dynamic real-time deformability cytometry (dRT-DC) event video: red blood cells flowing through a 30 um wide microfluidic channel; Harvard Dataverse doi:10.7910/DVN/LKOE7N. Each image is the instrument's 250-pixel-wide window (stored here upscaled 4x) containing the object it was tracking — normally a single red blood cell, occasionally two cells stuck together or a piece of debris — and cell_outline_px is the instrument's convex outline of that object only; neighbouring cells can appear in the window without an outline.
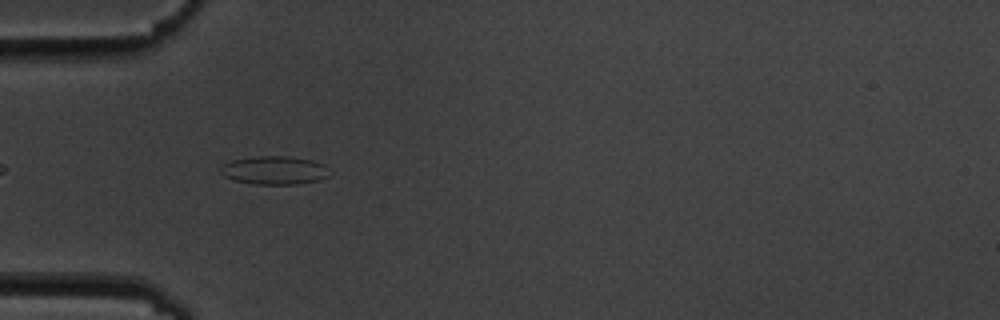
{"species": "common noctule bat (a hibernating species)", "species_latin": "Nyctalus noctula", "temperature_condition": "cold", "stored_images_in_passage": 9, "camera_frame_rate_fps": 3000, "um_per_image_px": 0.085, "animal": {"sex": "male", "body_mass_g": 19.5, "forearm_length_mm": 54.6}, "frame": {"image": 1, "passage_image": 6, "time_ms": 5.667, "image_size_px": [1000, 320], "cell_outline_px": [[332, 172], [328, 176], [316, 180], [300, 184], [252, 184], [232, 180], [224, 176], [220, 172], [220, 164], [232, 160], [256, 156], [288, 156], [312, 160], [324, 164]], "centroid_in_image_um": [23.3, 14.47], "position_along_channel_um": 61.7, "area_um2": 18.26}}
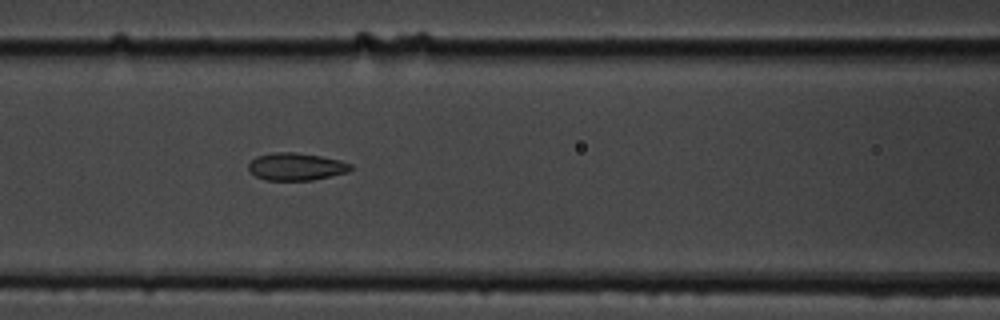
{"frame": {"image": 2, "passage_image": 8, "time_ms": 8.0, "image_size_px": [1000, 320], "cell_outline_px": [[352, 168], [348, 172], [312, 180], [264, 180], [248, 172], [248, 164], [256, 156], [276, 152], [296, 152], [320, 156], [340, 160], [352, 164]], "centroid_in_image_um": [25.15, 14.16], "position_along_channel_um": 141.5, "area_um2": 16.42}}
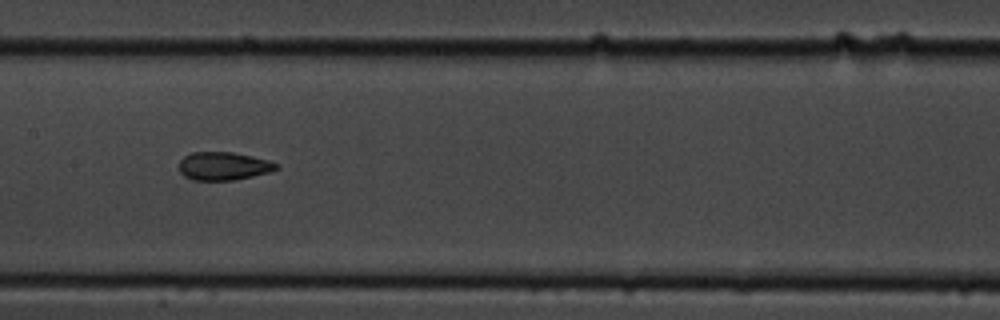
{"frame": {"image": 3, "passage_image": 9, "time_ms": 9.333, "image_size_px": [1000, 320], "cell_outline_px": [[280, 168], [272, 172], [236, 180], [192, 180], [184, 176], [180, 172], [180, 160], [184, 156], [192, 152], [232, 152], [252, 156], [268, 160], [280, 164]], "centroid_in_image_um": [19.05, 14.12], "position_along_channel_um": 188.4, "area_um2": 16.18}}